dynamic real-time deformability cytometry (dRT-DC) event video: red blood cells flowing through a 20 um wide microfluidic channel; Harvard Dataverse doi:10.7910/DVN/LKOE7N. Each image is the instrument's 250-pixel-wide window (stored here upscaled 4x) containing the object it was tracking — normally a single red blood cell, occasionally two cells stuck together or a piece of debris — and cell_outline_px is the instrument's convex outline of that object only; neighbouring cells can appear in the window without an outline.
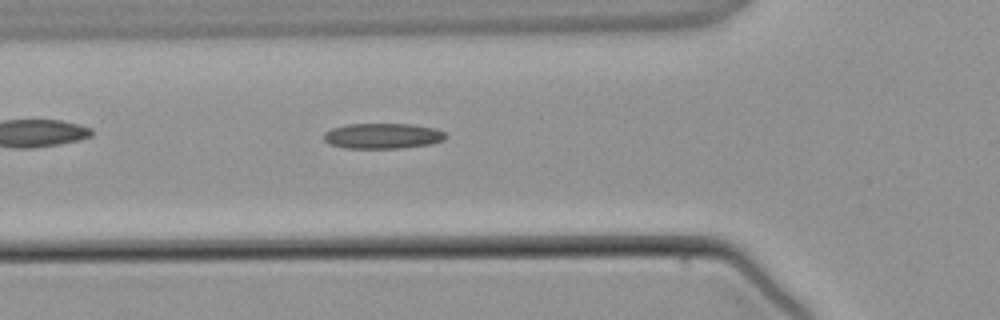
{"species": "common noctule bat (a hibernating species)", "species_latin": "Nyctalus noctula", "temperature_condition": "warm", "stored_images_in_passage": 3, "camera_frame_rate_fps": 3000, "um_per_image_px": 0.085, "animal": {"sex": "male", "body_mass_g": 21.5, "forearm_length_mm": 52.0}, "frame": {"image": 1, "passage_image": 3, "time_ms": 2.333, "image_size_px": [1000, 320], "cell_outline_px": [[448, 136], [444, 140], [432, 144], [400, 148], [348, 148], [328, 144], [324, 140], [324, 132], [332, 128], [348, 124], [412, 124], [436, 128], [444, 132]], "centroid_in_image_um": [32.55, 11.55], "position_along_channel_um": 93.2, "area_um2": 18.21}}